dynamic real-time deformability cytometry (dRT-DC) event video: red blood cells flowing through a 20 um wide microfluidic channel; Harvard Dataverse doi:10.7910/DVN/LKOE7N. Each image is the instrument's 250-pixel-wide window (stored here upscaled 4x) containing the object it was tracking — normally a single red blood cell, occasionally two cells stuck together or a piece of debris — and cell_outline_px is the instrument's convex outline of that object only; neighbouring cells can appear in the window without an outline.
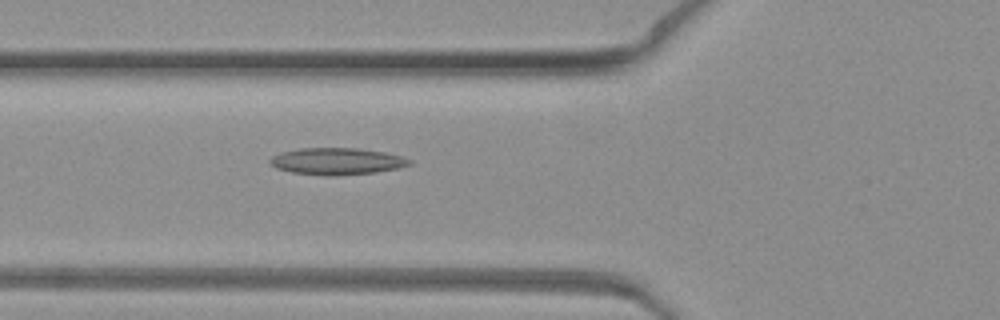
{"species": "common noctule bat (a hibernating species)", "species_latin": "Nyctalus noctula", "temperature_condition": "warm", "stored_images_in_passage": 49, "camera_frame_rate_fps": 3000, "um_per_image_px": 0.085, "animal": {"sex": "female", "body_mass_g": 19.3, "forearm_length_mm": 54.1}, "frame": {"image": 1, "passage_image": 18, "time_ms": 5.667, "image_size_px": [1000, 320], "cell_outline_px": [[412, 164], [396, 168], [376, 172], [336, 176], [328, 176], [292, 172], [276, 168], [268, 160], [272, 156], [280, 152], [300, 148], [356, 148], [384, 152], [400, 156], [412, 160]], "centroid_in_image_um": [28.61, 13.71], "position_along_channel_um": 97.2, "area_um2": 21.73}}
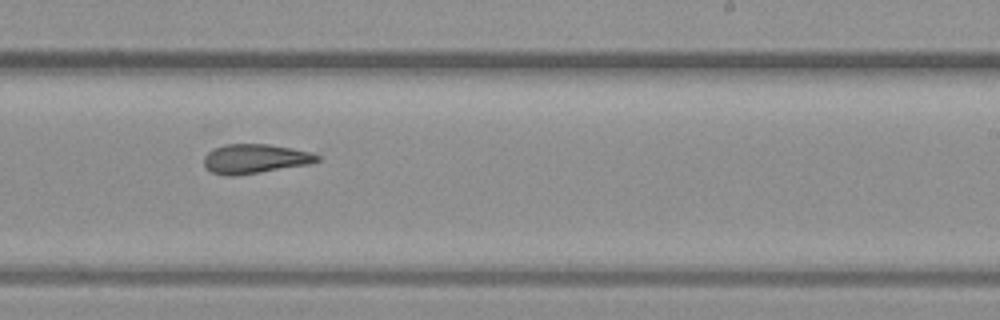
{"frame": {"image": 2, "passage_image": 30, "time_ms": 9.667, "image_size_px": [1000, 320], "cell_outline_px": [[320, 160], [308, 164], [236, 176], [224, 176], [212, 172], [204, 168], [204, 156], [212, 148], [224, 144], [268, 144], [292, 148], [312, 152], [320, 156]], "centroid_in_image_um": [21.63, 13.49], "position_along_channel_um": 267.4, "area_um2": 19.54}}
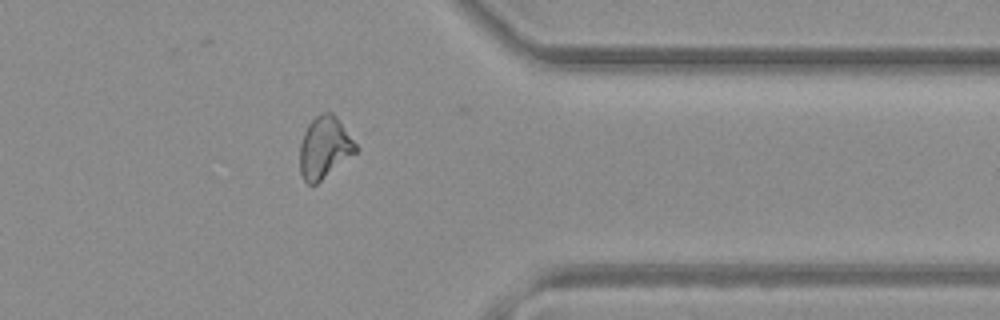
{"frame": {"image": 3, "passage_image": 39, "time_ms": 12.667, "image_size_px": [1000, 320], "cell_outline_px": [[356, 152], [316, 184], [308, 184], [304, 180], [300, 172], [300, 144], [304, 132], [308, 124], [320, 112], [332, 112], [336, 116], [356, 144]], "centroid_in_image_um": [27.55, 12.53], "position_along_channel_um": 383.8, "area_um2": 19.83}}